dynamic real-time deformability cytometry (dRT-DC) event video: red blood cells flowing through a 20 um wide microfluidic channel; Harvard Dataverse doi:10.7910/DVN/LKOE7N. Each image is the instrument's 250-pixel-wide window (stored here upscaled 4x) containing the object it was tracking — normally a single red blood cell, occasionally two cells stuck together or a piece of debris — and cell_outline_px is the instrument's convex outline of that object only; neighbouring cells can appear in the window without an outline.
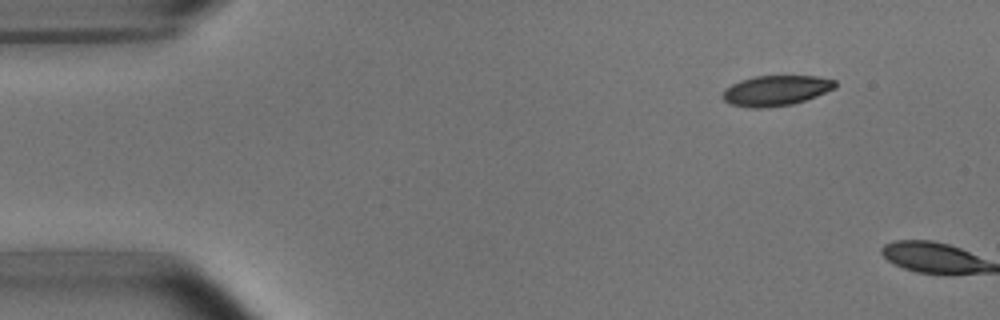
{"species": "common noctule bat (a hibernating species)", "species_latin": "Nyctalus noctula", "temperature_condition": "room temperature", "stored_images_in_passage": 2, "camera_frame_rate_fps": 3000, "um_per_image_px": 0.085, "animal": {"sex": "male", "body_mass_g": 15.6}, "frame": {"image": 1, "passage_image": 1, "time_ms": 0.0, "image_size_px": [1000, 320], "cell_outline_px": [[836, 88], [816, 96], [792, 104], [760, 108], [752, 108], [728, 104], [720, 96], [732, 84], [740, 80], [756, 76], [816, 76], [836, 80]], "centroid_in_image_um": [65.95, 7.7], "position_along_channel_um": 19.0, "area_um2": 19.77}}